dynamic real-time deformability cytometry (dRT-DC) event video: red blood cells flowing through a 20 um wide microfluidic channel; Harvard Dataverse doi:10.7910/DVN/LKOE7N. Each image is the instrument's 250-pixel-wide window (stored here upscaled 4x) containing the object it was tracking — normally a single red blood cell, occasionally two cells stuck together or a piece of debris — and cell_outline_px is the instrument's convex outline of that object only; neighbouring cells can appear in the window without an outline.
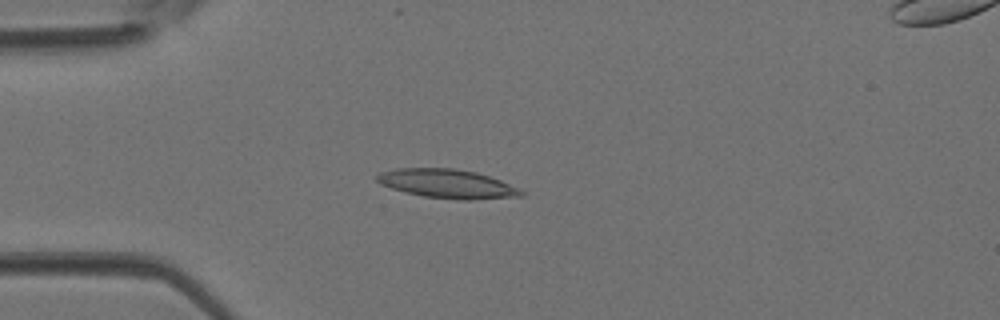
{"species": "Egyptian fruit bat (a non-hibernating species)", "species_latin": "Rousettus aegyptiacus", "temperature_condition": "room temperature", "stored_images_in_passage": 38, "camera_frame_rate_fps": 3000, "um_per_image_px": 0.085, "animal": {"sex": "female"}, "frame": {"image": 1, "passage_image": 9, "time_ms": 2.667, "image_size_px": [1000, 320], "cell_outline_px": [[524, 196], [472, 200], [456, 200], [424, 196], [404, 192], [380, 184], [376, 180], [376, 176], [380, 172], [396, 168], [452, 168], [476, 172], [500, 180], [520, 188], [524, 192]], "centroid_in_image_um": [38.03, 15.62], "position_along_channel_um": 47.0, "area_um2": 24.45}}
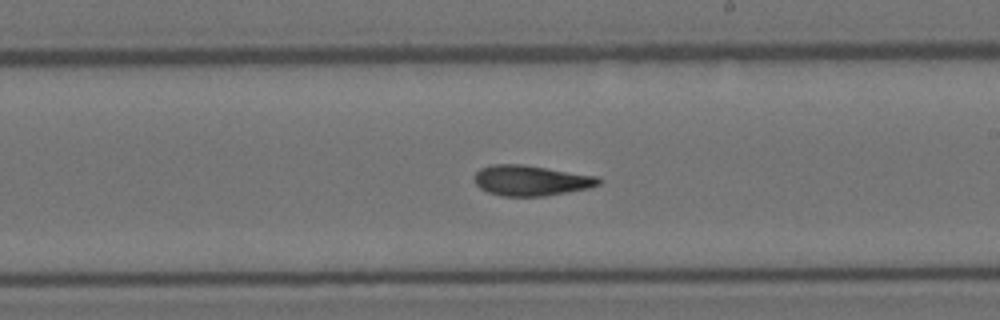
{"frame": {"image": 2, "passage_image": 23, "time_ms": 7.333, "image_size_px": [1000, 320], "cell_outline_px": [[600, 184], [588, 188], [568, 192], [544, 196], [500, 196], [488, 192], [480, 188], [476, 184], [476, 172], [480, 168], [492, 164], [524, 164], [600, 176]], "centroid_in_image_um": [45.16, 15.33], "position_along_channel_um": 243.8, "area_um2": 22.14}}
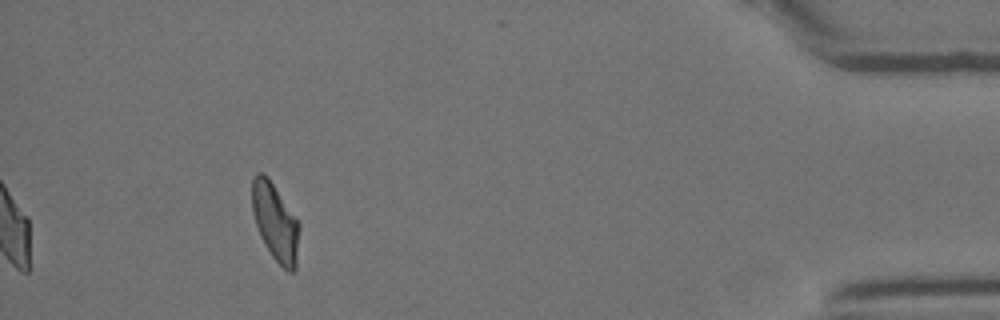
{"frame": {"image": 3, "passage_image": 38, "time_ms": 12.333, "image_size_px": [1000, 320], "cell_outline_px": [[300, 228], [296, 268], [292, 272], [288, 272], [272, 256], [264, 244], [260, 236], [252, 212], [252, 176], [256, 172], [264, 172], [268, 176], [300, 220]], "centroid_in_image_um": [23.42, 18.83], "position_along_channel_um": 411.8, "area_um2": 21.91}}